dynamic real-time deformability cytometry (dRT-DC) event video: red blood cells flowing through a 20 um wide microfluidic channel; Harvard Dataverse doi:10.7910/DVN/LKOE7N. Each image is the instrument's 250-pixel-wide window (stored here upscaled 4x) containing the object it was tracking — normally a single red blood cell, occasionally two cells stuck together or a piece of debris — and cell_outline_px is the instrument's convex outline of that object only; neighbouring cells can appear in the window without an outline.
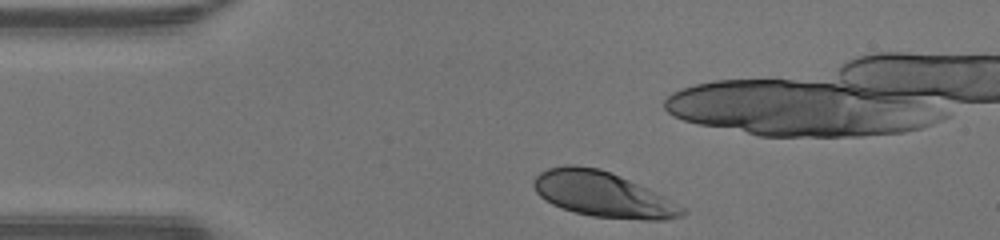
{"species": "human", "species_latin": "Homo sapiens", "temperature_condition": "warm", "stored_images_in_passage": 29, "camera_frame_rate_fps": 3000, "um_per_image_px": 0.085, "donor": {"sex": "male"}, "frame": {"image": 1, "passage_image": 1, "time_ms": 0.0, "image_size_px": [1000, 240], "cell_outline_px": [[688, 212], [684, 216], [664, 220], [644, 220], [592, 216], [576, 212], [552, 204], [544, 200], [536, 192], [532, 184], [532, 180], [540, 172], [548, 168], [564, 164], [576, 164], [600, 168], [620, 176], [648, 188], [688, 208]], "centroid_in_image_um": [51.26, 16.51], "position_along_channel_um": 33.7, "area_um2": 39.54}}
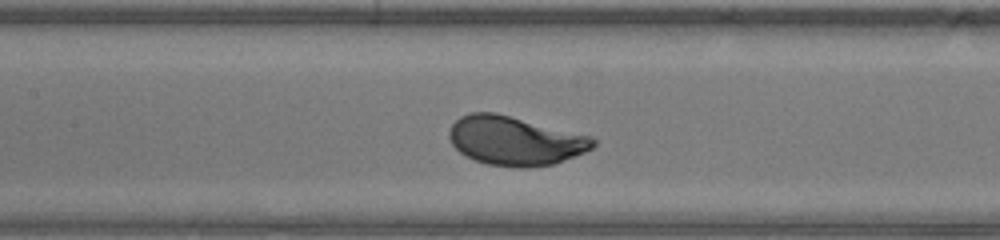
{"frame": {"image": 2, "passage_image": 13, "time_ms": 4.0, "image_size_px": [1000, 240], "cell_outline_px": [[596, 144], [592, 148], [584, 152], [552, 164], [528, 168], [520, 168], [488, 164], [476, 160], [460, 152], [452, 144], [448, 136], [448, 132], [452, 124], [460, 116], [472, 112], [496, 112], [592, 136], [596, 140]], "centroid_in_image_um": [43.77, 11.95], "position_along_channel_um": 163.6, "area_um2": 41.04}}
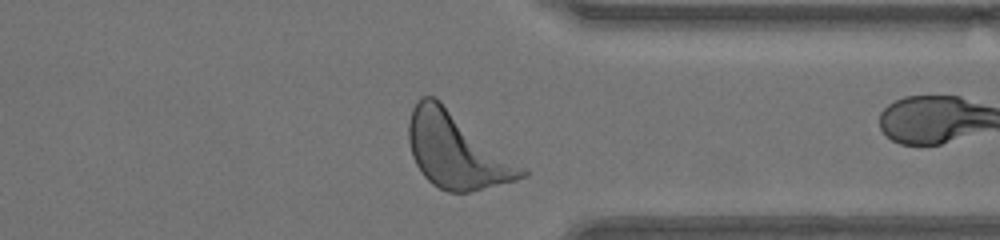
{"frame": {"image": 3, "passage_image": 28, "time_ms": 9.0, "image_size_px": [1000, 240], "cell_outline_px": [[528, 176], [516, 180], [468, 192], [448, 192], [432, 184], [424, 176], [416, 164], [412, 156], [408, 140], [408, 124], [412, 108], [420, 96], [436, 96], [524, 168], [528, 172]], "centroid_in_image_um": [38.77, 12.77], "position_along_channel_um": 372.6, "area_um2": 49.36}}